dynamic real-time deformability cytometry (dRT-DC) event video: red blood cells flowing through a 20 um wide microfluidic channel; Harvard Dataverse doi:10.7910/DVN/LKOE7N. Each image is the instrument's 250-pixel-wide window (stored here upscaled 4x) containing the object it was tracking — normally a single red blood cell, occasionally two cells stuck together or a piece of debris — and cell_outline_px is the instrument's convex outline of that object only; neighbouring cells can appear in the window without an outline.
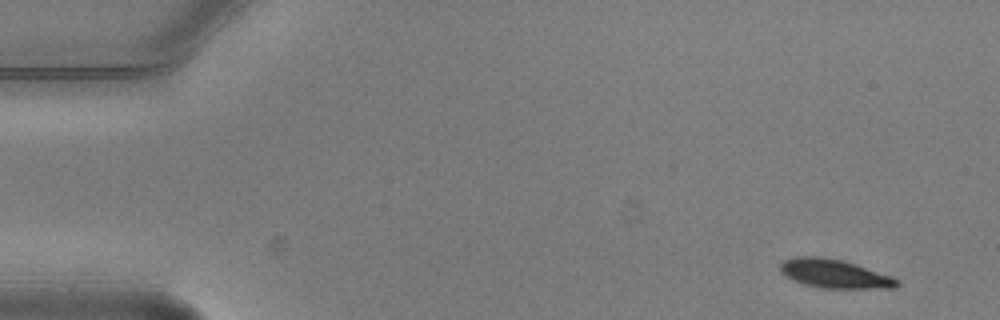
{"species": "common noctule bat (a hibernating species)", "species_latin": "Nyctalus noctula", "temperature_condition": "warm", "stored_images_in_passage": 3, "camera_frame_rate_fps": 3000, "um_per_image_px": 0.085, "animal": {"sex": "male", "body_mass_g": 20.5, "forearm_length_mm": 52.5}, "frame": {"image": 1, "passage_image": 1, "time_ms": 0.0, "image_size_px": [1000, 320], "cell_outline_px": [[900, 284], [896, 288], [820, 288], [804, 284], [780, 272], [780, 264], [784, 260], [796, 256], [820, 256], [844, 260], [892, 276], [900, 280]], "centroid_in_image_um": [70.97, 23.26], "position_along_channel_um": 14.0, "area_um2": 19.59}}